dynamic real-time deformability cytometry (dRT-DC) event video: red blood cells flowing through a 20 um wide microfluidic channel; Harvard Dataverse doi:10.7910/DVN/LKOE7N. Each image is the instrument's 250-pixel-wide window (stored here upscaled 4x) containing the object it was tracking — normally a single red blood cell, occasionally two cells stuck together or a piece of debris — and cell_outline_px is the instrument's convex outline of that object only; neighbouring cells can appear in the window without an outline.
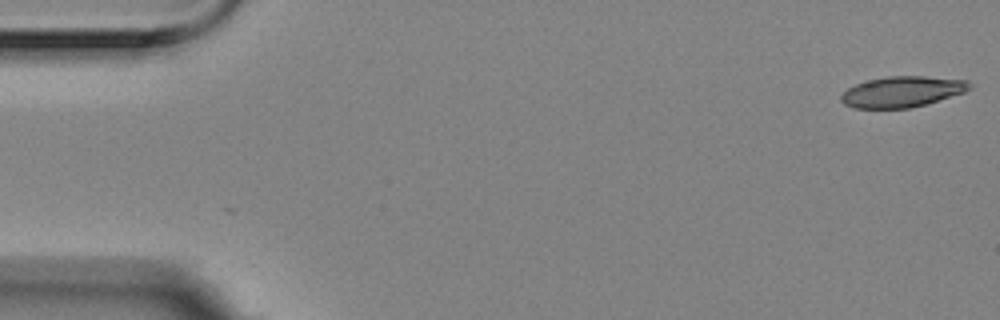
{"species": "Egyptian fruit bat (a non-hibernating species)", "species_latin": "Rousettus aegyptiacus", "temperature_condition": "room temperature", "stored_images_in_passage": 5, "camera_frame_rate_fps": 3000, "um_per_image_px": 0.085, "animal": {"sex": "female"}, "frame": {"image": 1, "passage_image": 1, "time_ms": 0.0, "image_size_px": [1000, 320], "cell_outline_px": [[972, 88], [964, 92], [924, 104], [908, 108], [852, 108], [844, 104], [840, 100], [840, 96], [848, 88], [856, 84], [868, 80], [888, 76], [924, 76], [968, 80], [972, 84]], "centroid_in_image_um": [76.67, 7.79], "position_along_channel_um": 8.3, "area_um2": 22.95}}
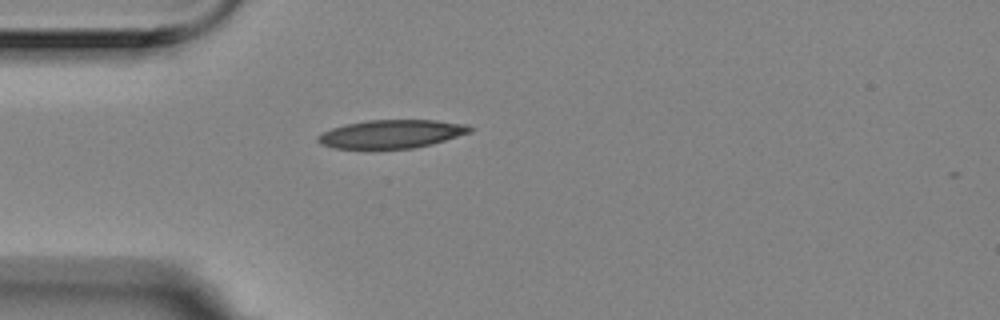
{"frame": {"image": 2, "passage_image": 5, "time_ms": 1.333, "image_size_px": [1000, 320], "cell_outline_px": [[476, 128], [472, 132], [432, 144], [412, 148], [332, 148], [320, 144], [316, 140], [316, 136], [332, 128], [344, 124], [368, 120], [436, 120], [468, 124]], "centroid_in_image_um": [33.31, 11.38], "position_along_channel_um": 51.7, "area_um2": 25.26}}